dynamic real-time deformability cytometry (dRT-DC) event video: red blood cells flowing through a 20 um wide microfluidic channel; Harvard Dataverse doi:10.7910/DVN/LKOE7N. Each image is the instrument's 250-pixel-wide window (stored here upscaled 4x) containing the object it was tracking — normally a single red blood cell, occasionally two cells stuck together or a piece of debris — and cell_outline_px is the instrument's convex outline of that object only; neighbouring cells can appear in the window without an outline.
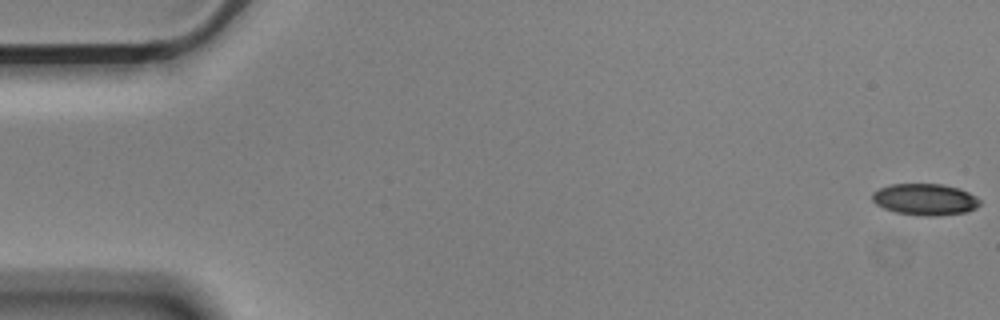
{"species": "Egyptian fruit bat (a non-hibernating species)", "species_latin": "Rousettus aegyptiacus", "temperature_condition": "cold", "stored_images_in_passage": 56, "camera_frame_rate_fps": 3000, "um_per_image_px": 0.085, "animal": {"sex": "male"}, "frame": {"image": 1, "passage_image": 1, "time_ms": 0.0, "image_size_px": [1000, 320], "cell_outline_px": [[980, 204], [976, 208], [968, 212], [936, 216], [928, 216], [896, 212], [884, 208], [876, 204], [872, 200], [872, 192], [880, 188], [892, 184], [940, 184], [960, 188], [976, 196], [980, 200]], "centroid_in_image_um": [78.65, 16.95], "position_along_channel_um": 6.4, "area_um2": 19.77}}
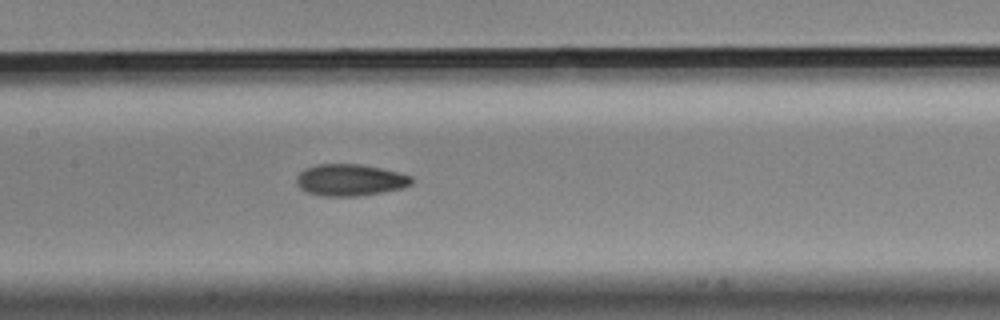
{"frame": {"image": 2, "passage_image": 27, "time_ms": 8.667, "image_size_px": [1000, 320], "cell_outline_px": [[412, 184], [400, 188], [380, 192], [356, 196], [324, 196], [308, 192], [300, 188], [296, 184], [296, 176], [304, 168], [316, 164], [360, 164], [400, 172], [412, 176]], "centroid_in_image_um": [29.73, 15.28], "position_along_channel_um": 177.7, "area_um2": 21.21}}
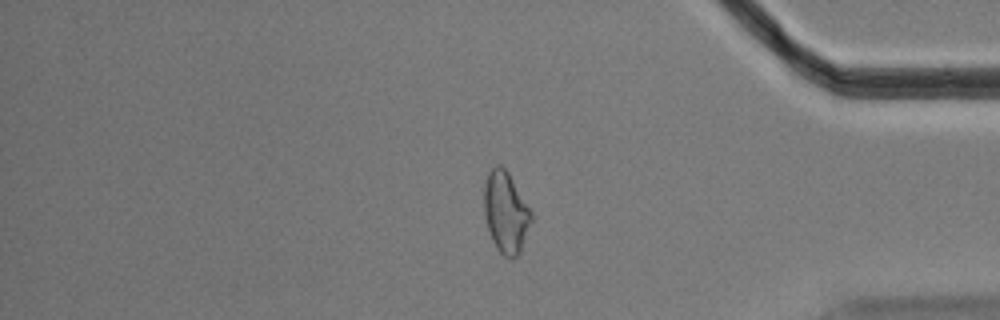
{"frame": {"image": 3, "passage_image": 47, "time_ms": 15.333, "image_size_px": [1000, 320], "cell_outline_px": [[532, 220], [520, 252], [516, 256], [504, 256], [496, 248], [492, 240], [484, 216], [484, 184], [488, 172], [496, 164], [500, 164], [508, 172], [532, 212]], "centroid_in_image_um": [42.98, 18.02], "position_along_channel_um": 392.2, "area_um2": 22.2}, "authors_computed_cell_mechanics": {"area_um2": 21.4149, "velocity_mm_per_s": 3.585, "shape_relaxation_time_tau1_ms": 6.8695, "shape_relaxation_time_tau2_ms": 3.1773, "deformation_change_tau1": 0.1529, "deformation_change_tau2": 0.0969}}